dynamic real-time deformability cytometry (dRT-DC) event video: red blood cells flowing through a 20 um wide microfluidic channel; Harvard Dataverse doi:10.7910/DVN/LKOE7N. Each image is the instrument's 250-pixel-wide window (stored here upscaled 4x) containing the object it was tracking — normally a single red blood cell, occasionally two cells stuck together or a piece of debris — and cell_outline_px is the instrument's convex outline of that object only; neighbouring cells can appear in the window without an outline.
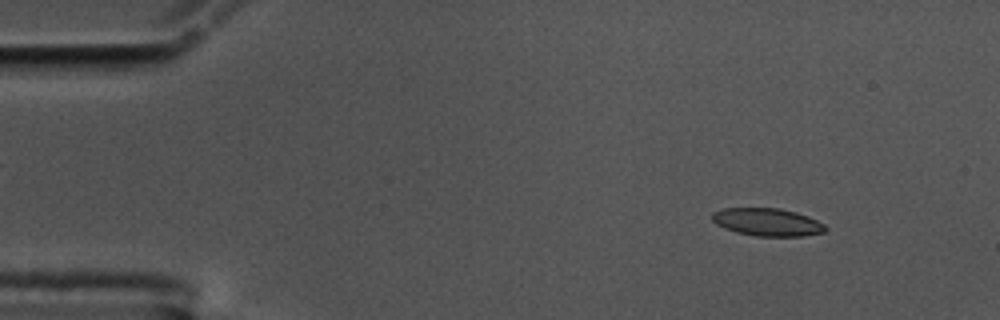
{"species": "common noctule bat (a hibernating species)", "species_latin": "Nyctalus noctula", "temperature_condition": "cold", "stored_images_in_passage": 56, "camera_frame_rate_fps": 3000, "um_per_image_px": 0.085, "animal": {"sex": "male", "body_mass_g": 17.5, "forearm_length_mm": 52.3}, "frame": {"image": 1, "passage_image": 6, "time_ms": 1.667, "image_size_px": [1000, 320], "cell_outline_px": [[828, 228], [824, 232], [804, 236], [756, 236], [736, 232], [724, 228], [716, 224], [712, 220], [712, 212], [724, 208], [780, 208], [796, 212], [808, 216], [824, 224]], "centroid_in_image_um": [65.22, 18.88], "position_along_channel_um": 19.8, "area_um2": 18.38}}
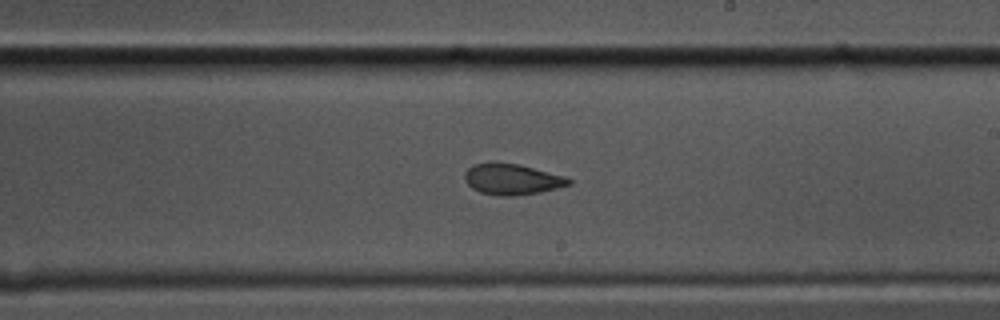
{"frame": {"image": 2, "passage_image": 32, "time_ms": 10.333, "image_size_px": [1000, 320], "cell_outline_px": [[572, 184], [540, 192], [516, 196], [500, 196], [480, 192], [472, 188], [464, 180], [464, 172], [472, 164], [520, 164], [568, 176], [572, 180]], "centroid_in_image_um": [43.57, 15.25], "position_along_channel_um": 245.4, "area_um2": 18.73}}
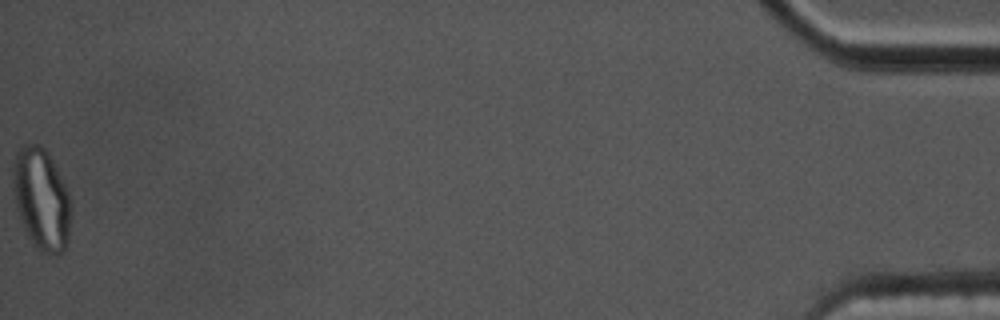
{"frame": {"image": 3, "passage_image": 56, "time_ms": 18.333, "image_size_px": [1000, 320], "cell_outline_px": [[72, 216], [68, 240], [64, 252], [40, 252], [36, 248], [28, 236], [20, 220], [16, 208], [12, 180], [12, 172], [16, 152], [24, 144], [40, 144], [48, 152], [68, 192]], "centroid_in_image_um": [3.52, 16.92], "position_along_channel_um": 431.7, "area_um2": 34.39}, "authors_computed_cell_mechanics": {"area_um2": 19.1896, "velocity_mm_per_s": 3.5787, "shape_relaxation_time_tau1_ms": 9.627, "shape_relaxation_time_tau2_ms": 1.6836, "deformation_change_tau1": 0.2499, "deformation_change_tau2": 0.0763}}